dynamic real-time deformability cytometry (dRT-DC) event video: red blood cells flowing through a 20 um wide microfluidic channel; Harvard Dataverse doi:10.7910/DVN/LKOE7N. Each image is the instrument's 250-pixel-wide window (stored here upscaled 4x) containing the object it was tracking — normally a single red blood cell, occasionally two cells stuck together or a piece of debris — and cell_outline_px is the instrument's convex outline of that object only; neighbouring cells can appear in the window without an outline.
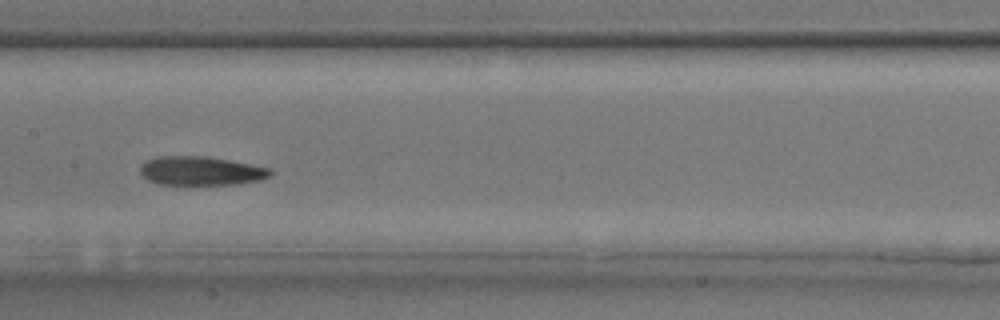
{"species": "common noctule bat (a hibernating species)", "species_latin": "Nyctalus noctula", "temperature_condition": "room temperature", "stored_images_in_passage": 34, "camera_frame_rate_fps": 3000, "um_per_image_px": 0.085, "animal": {"sex": "male", "body_mass_g": 17.9, "forearm_length_mm": 54.2}, "frame": {"image": 1, "passage_image": 19, "time_ms": 6.0, "image_size_px": [1000, 320], "cell_outline_px": [[272, 172], [268, 176], [260, 180], [236, 184], [156, 184], [148, 180], [140, 172], [140, 168], [144, 160], [156, 156], [204, 156], [228, 160], [272, 168]], "centroid_in_image_um": [17.04, 14.52], "position_along_channel_um": 190.4, "area_um2": 21.85}}